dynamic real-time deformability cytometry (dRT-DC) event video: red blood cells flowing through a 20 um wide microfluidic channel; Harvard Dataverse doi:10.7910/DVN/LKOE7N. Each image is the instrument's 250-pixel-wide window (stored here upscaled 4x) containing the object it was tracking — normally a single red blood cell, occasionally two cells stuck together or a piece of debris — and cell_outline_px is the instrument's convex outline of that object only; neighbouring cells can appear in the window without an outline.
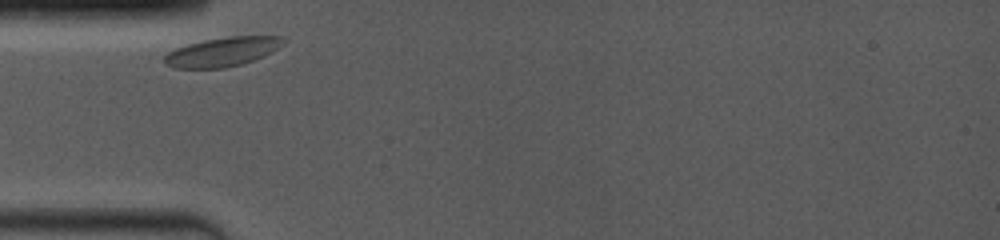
{"species": "common noctule bat (a hibernating species)", "species_latin": "Nyctalus noctula", "temperature_condition": "room temperature", "stored_images_in_passage": 23, "camera_frame_rate_fps": 4000, "um_per_image_px": 0.085, "animal": {"sex": "female", "body_mass_g": 19.0, "forearm_length_mm": 53.3}, "frame": {"image": 1, "passage_image": 1, "time_ms": 0.0, "image_size_px": [1000, 240], "cell_outline_px": [[288, 40], [272, 52], [264, 56], [240, 64], [224, 68], [176, 68], [164, 64], [164, 56], [168, 52], [176, 48], [188, 44], [204, 40], [228, 36], [284, 36]], "centroid_in_image_um": [18.93, 4.39], "position_along_channel_um": 66.1, "area_um2": 20.23}}
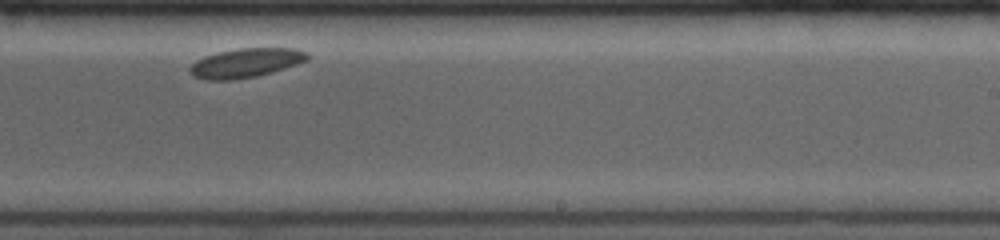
{"frame": {"image": 2, "passage_image": 13, "time_ms": 5.75, "image_size_px": [1000, 240], "cell_outline_px": [[308, 60], [272, 72], [256, 76], [228, 80], [204, 80], [192, 76], [188, 68], [196, 60], [204, 56], [236, 48], [292, 48], [308, 52]], "centroid_in_image_um": [20.85, 5.35], "position_along_channel_um": 268.1, "area_um2": 19.94}}
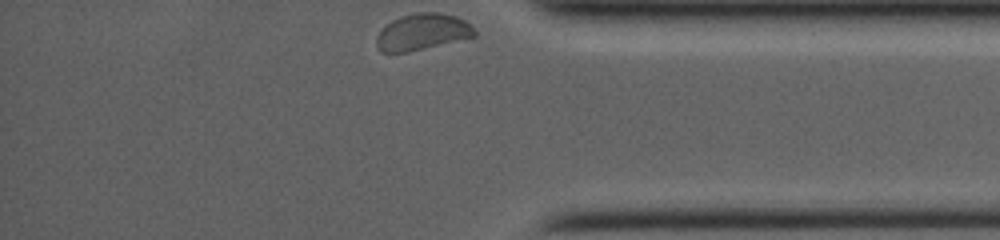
{"frame": {"image": 3, "passage_image": 23, "time_ms": 9.5, "image_size_px": [1000, 240], "cell_outline_px": [[476, 36], [408, 52], [380, 52], [376, 44], [376, 36], [392, 20], [400, 16], [416, 12], [440, 12], [456, 16], [464, 20], [476, 32]], "centroid_in_image_um": [35.89, 2.71], "position_along_channel_um": 399.3, "area_um2": 20.63}}